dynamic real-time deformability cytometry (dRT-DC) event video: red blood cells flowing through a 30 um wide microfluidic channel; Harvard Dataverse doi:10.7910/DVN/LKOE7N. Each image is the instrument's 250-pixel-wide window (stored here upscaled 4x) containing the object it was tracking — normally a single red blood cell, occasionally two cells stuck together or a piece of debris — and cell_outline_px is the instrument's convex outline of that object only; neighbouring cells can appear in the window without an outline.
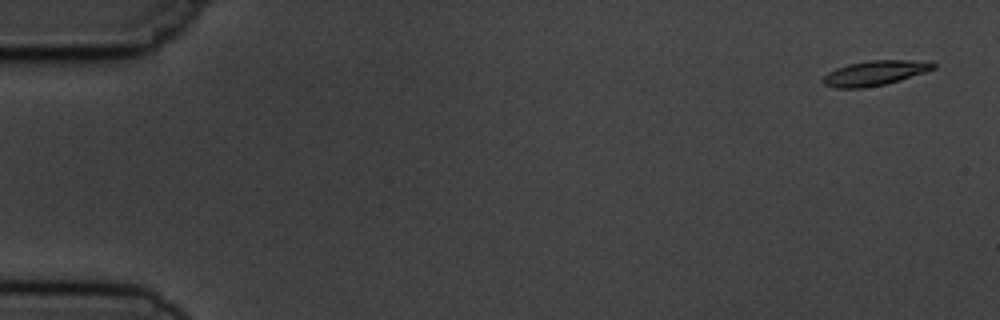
{"species": "common noctule bat (a hibernating species)", "species_latin": "Nyctalus noctula", "temperature_condition": "cold", "stored_images_in_passage": 4, "camera_frame_rate_fps": 3000, "um_per_image_px": 0.085, "animal": {"sex": "male", "body_mass_g": 19.5, "forearm_length_mm": 54.6}, "frame": {"image": 1, "passage_image": 1, "time_ms": 0.0, "image_size_px": [1000, 320], "cell_outline_px": [[936, 68], [900, 80], [884, 84], [864, 88], [836, 88], [824, 84], [820, 80], [828, 72], [836, 68], [848, 64], [868, 60], [932, 60], [936, 64]], "centroid_in_image_um": [74.38, 6.19], "position_along_channel_um": 10.6, "area_um2": 16.13}}
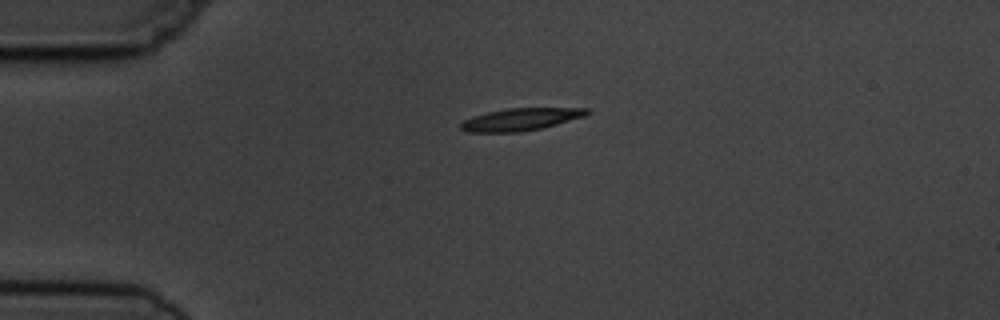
{"frame": {"image": 2, "passage_image": 4, "time_ms": 3.667, "image_size_px": [1000, 320], "cell_outline_px": [[592, 112], [584, 116], [556, 124], [540, 128], [520, 132], [468, 132], [460, 128], [460, 124], [464, 120], [472, 116], [488, 112], [508, 108], [588, 108]], "centroid_in_image_um": [44.25, 10.14], "position_along_channel_um": 40.8, "area_um2": 16.3}}